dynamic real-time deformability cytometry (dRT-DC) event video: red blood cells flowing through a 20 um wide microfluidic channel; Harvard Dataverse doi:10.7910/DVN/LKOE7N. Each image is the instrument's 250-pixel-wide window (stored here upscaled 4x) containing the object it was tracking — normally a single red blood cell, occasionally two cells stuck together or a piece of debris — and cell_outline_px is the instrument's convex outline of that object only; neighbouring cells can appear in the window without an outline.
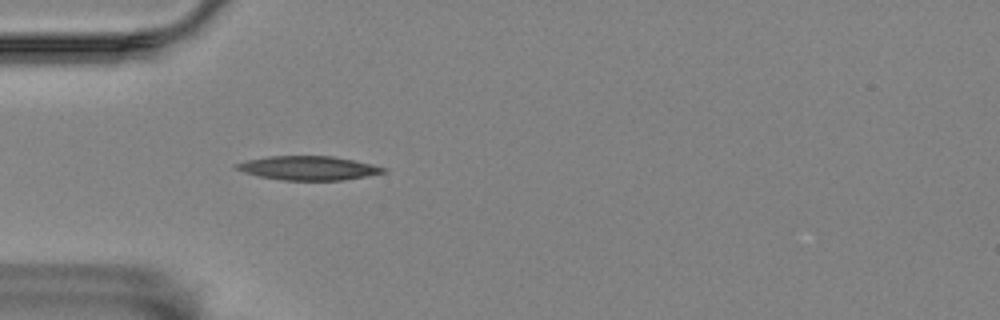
{"species": "Egyptian fruit bat (a non-hibernating species)", "species_latin": "Rousettus aegyptiacus", "temperature_condition": "room temperature", "stored_images_in_passage": 4, "camera_frame_rate_fps": 3000, "um_per_image_px": 0.085, "animal": {"sex": "female"}, "frame": {"image": 1, "passage_image": 4, "time_ms": 3.333, "image_size_px": [1000, 320], "cell_outline_px": [[388, 172], [368, 176], [344, 180], [280, 180], [260, 176], [244, 172], [236, 168], [232, 164], [248, 160], [268, 156], [332, 156], [372, 164], [388, 168]], "centroid_in_image_um": [26.25, 14.29], "position_along_channel_um": 58.8, "area_um2": 20.58}}